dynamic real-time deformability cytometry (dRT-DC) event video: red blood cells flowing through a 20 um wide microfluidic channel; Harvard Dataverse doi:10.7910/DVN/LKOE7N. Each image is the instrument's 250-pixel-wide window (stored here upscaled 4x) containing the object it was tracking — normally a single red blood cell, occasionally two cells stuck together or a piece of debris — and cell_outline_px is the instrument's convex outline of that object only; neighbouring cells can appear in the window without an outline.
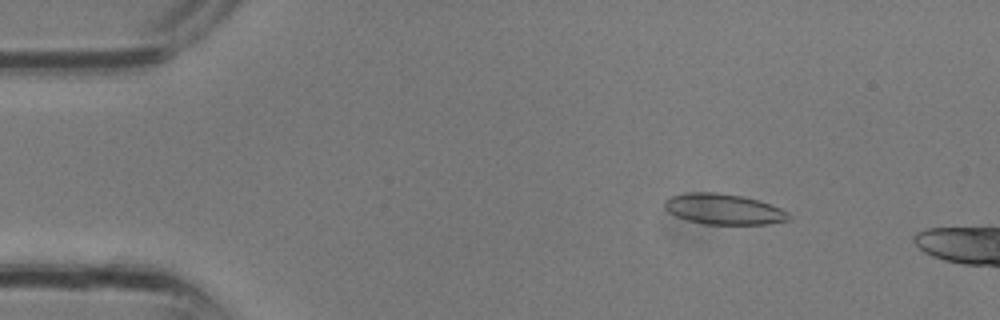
{"species": "common noctule bat (a hibernating species)", "species_latin": "Nyctalus noctula", "temperature_condition": "room temperature", "stored_images_in_passage": 8, "camera_frame_rate_fps": 3000, "um_per_image_px": 0.085, "animal": {"sex": "male", "body_mass_g": 13.3}, "frame": {"image": 1, "passage_image": 4, "time_ms": 1.0, "image_size_px": [1000, 320], "cell_outline_px": [[792, 220], [768, 224], [704, 224], [688, 220], [676, 216], [668, 212], [664, 208], [664, 200], [672, 196], [692, 192], [716, 192], [740, 196], [756, 200], [780, 208], [788, 212], [792, 216]], "centroid_in_image_um": [61.52, 17.79], "position_along_channel_um": 23.5, "area_um2": 22.08}}